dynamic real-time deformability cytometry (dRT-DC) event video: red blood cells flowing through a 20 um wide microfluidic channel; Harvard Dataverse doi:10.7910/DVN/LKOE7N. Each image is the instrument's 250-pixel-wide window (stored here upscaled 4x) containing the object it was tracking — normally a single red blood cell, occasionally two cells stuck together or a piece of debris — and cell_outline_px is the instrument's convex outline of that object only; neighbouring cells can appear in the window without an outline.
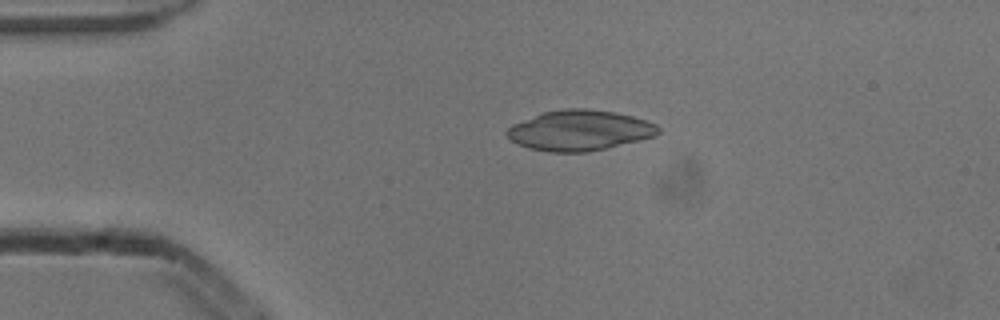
{"species": "common noctule bat (a hibernating species)", "species_latin": "Nyctalus noctula", "temperature_condition": "cold", "stored_images_in_passage": 4, "camera_frame_rate_fps": 3000, "um_per_image_px": 0.085, "animal": {"sex": "male", "body_mass_g": 13.3}, "frame": {"image": 1, "passage_image": 3, "time_ms": 0.667, "image_size_px": [1000, 320], "cell_outline_px": [[660, 132], [656, 136], [588, 152], [548, 152], [528, 148], [512, 140], [504, 132], [512, 124], [544, 112], [564, 108], [584, 108], [616, 112], [632, 116], [656, 124], [660, 128]], "centroid_in_image_um": [49.27, 11.08], "position_along_channel_um": 35.7, "area_um2": 35.49}}